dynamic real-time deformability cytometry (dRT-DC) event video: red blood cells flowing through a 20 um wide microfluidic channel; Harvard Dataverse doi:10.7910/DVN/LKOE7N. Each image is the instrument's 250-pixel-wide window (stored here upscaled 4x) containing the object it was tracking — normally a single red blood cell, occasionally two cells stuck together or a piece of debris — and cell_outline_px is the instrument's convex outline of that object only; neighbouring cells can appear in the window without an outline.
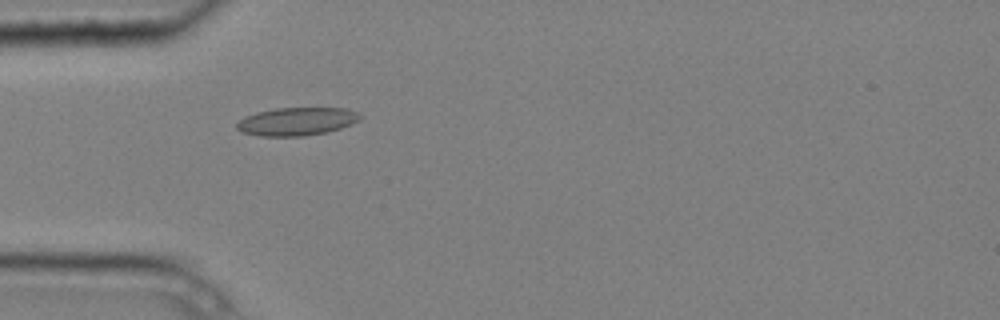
{"species": "common noctule bat (a hibernating species)", "species_latin": "Nyctalus noctula", "temperature_condition": "cold", "stored_images_in_passage": 1, "camera_frame_rate_fps": 3000, "um_per_image_px": 0.085, "animal": {"sex": "male", "body_mass_g": 20.4}, "frame": {"image": 1, "passage_image": 1, "time_ms": 0.0, "image_size_px": [1000, 320], "cell_outline_px": [[360, 120], [352, 124], [340, 128], [324, 132], [304, 136], [260, 136], [240, 132], [236, 128], [236, 124], [244, 116], [256, 112], [276, 108], [348, 108], [356, 112], [360, 116]], "centroid_in_image_um": [25.19, 10.32], "position_along_channel_um": 59.8, "area_um2": 20.17}}